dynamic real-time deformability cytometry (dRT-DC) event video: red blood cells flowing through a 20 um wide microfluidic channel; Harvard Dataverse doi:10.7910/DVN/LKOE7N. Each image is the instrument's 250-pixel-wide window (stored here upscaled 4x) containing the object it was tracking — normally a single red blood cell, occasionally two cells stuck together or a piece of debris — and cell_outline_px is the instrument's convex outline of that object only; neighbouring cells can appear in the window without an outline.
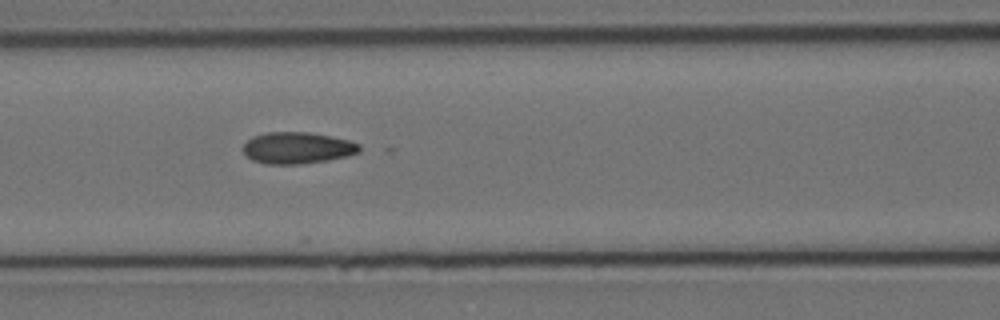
{"species": "Egyptian fruit bat (a non-hibernating species)", "species_latin": "Rousettus aegyptiacus", "temperature_condition": "cold", "stored_images_in_passage": 7, "camera_frame_rate_fps": 3000, "um_per_image_px": 0.085, "animal": {"sex": "female"}, "frame": {"image": 1, "passage_image": 6, "time_ms": 6.0, "image_size_px": [1000, 320], "cell_outline_px": [[360, 152], [348, 156], [328, 160], [300, 164], [264, 164], [252, 160], [244, 152], [244, 144], [252, 136], [268, 132], [308, 132], [348, 140], [360, 144]], "centroid_in_image_um": [25.28, 12.58], "position_along_channel_um": 141.3, "area_um2": 21.33}}
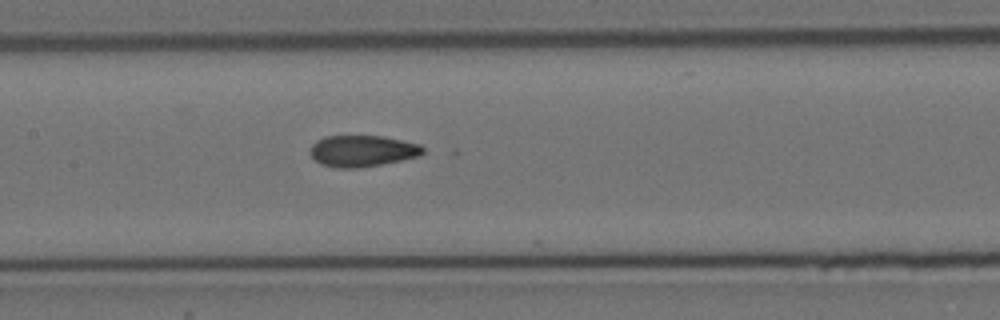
{"frame": {"image": 2, "passage_image": 7, "time_ms": 7.0, "image_size_px": [1000, 320], "cell_outline_px": [[424, 152], [420, 156], [380, 164], [356, 168], [336, 168], [320, 164], [308, 152], [312, 144], [316, 140], [324, 136], [384, 136], [420, 144], [424, 148]], "centroid_in_image_um": [30.78, 12.82], "position_along_channel_um": 176.6, "area_um2": 20.69}}